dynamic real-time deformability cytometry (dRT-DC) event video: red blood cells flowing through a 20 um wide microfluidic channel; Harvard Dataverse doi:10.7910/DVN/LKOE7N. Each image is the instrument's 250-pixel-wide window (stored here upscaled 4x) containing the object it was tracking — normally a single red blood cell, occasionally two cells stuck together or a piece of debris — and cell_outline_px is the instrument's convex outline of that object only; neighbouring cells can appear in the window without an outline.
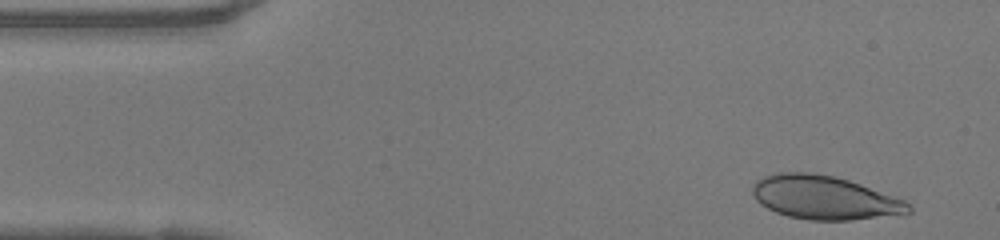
{"species": "human", "species_latin": "Homo sapiens", "temperature_condition": "warm", "stored_images_in_passage": 47, "camera_frame_rate_fps": 3000, "um_per_image_px": 0.085, "donor": {"sex": "female"}, "frame": {"image": 1, "passage_image": 2, "time_ms": 0.333, "image_size_px": [1000, 240], "cell_outline_px": [[912, 212], [904, 216], [852, 220], [808, 220], [788, 216], [776, 212], [760, 204], [752, 196], [752, 184], [756, 180], [764, 176], [776, 172], [812, 172], [836, 176], [860, 184], [904, 200], [912, 208]], "centroid_in_image_um": [70.1, 16.81], "position_along_channel_um": 14.9, "area_um2": 40.29}}
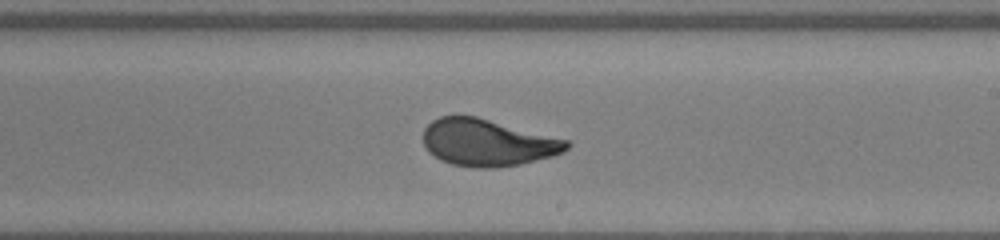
{"frame": {"image": 2, "passage_image": 26, "time_ms": 8.333, "image_size_px": [1000, 240], "cell_outline_px": [[572, 144], [564, 152], [552, 156], [520, 164], [492, 168], [476, 168], [452, 164], [440, 160], [428, 152], [424, 144], [424, 128], [432, 120], [440, 116], [476, 116], [568, 140]], "centroid_in_image_um": [41.43, 12.12], "position_along_channel_um": 247.6, "area_um2": 39.19}}
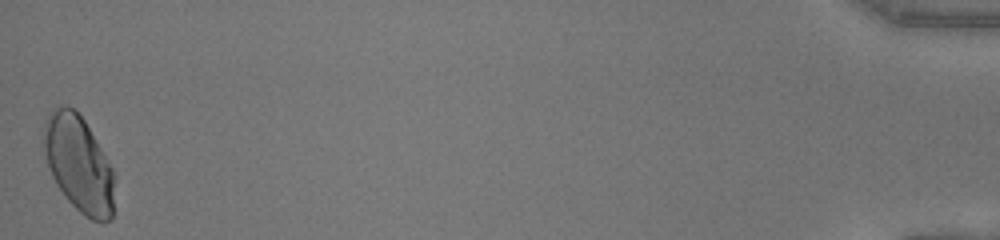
{"frame": {"image": 3, "passage_image": 47, "time_ms": 15.333, "image_size_px": [1000, 240], "cell_outline_px": [[116, 176], [112, 220], [104, 224], [100, 224], [84, 216], [64, 196], [56, 184], [52, 176], [44, 156], [44, 128], [48, 112], [64, 104], [72, 108], [84, 120], [112, 168]], "centroid_in_image_um": [6.72, 14.0], "position_along_channel_um": 428.5, "area_um2": 39.94}, "authors_computed_cell_mechanics": {"area_um2": 39.7664, "velocity_mm_per_s": 4.0914, "shape_relaxation_time_tau1_ms": 8.5617, "shape_relaxation_time_tau2_ms": null, "deformation_change_tau1": 0.2868, "deformation_change_tau2": null}}